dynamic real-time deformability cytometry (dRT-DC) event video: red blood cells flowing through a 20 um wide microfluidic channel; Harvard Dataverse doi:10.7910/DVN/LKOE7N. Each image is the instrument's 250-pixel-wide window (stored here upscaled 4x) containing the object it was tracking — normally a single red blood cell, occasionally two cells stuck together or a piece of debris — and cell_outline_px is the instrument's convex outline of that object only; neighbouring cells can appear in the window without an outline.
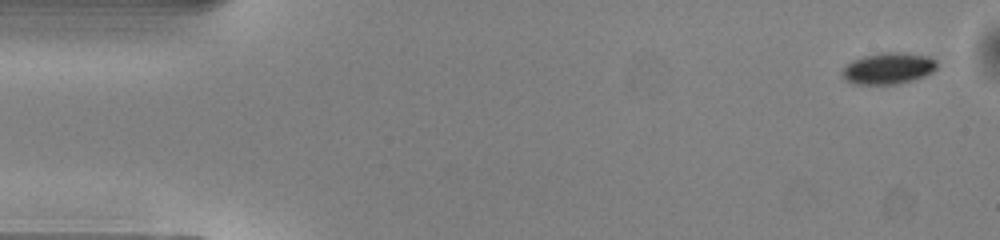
{"species": "common noctule bat (a hibernating species)", "species_latin": "Nyctalus noctula", "temperature_condition": "warm", "stored_images_in_passage": 49, "camera_frame_rate_fps": 3000, "um_per_image_px": 0.085, "animal": {"sex": "male", "body_mass_g": 13.0, "forearm_length_mm": 53.1}, "frame": {"image": 1, "passage_image": 1, "time_ms": 0.0, "image_size_px": [1000, 240], "cell_outline_px": [[936, 68], [932, 72], [916, 80], [896, 84], [852, 84], [840, 72], [852, 60], [864, 56], [884, 52], [904, 52], [928, 56], [936, 60]], "centroid_in_image_um": [75.53, 5.81], "position_along_channel_um": 9.5, "area_um2": 17.34}}
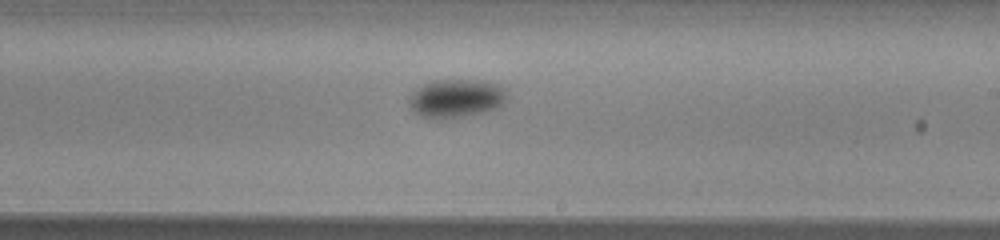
{"frame": {"image": 2, "passage_image": 28, "time_ms": 9.0, "image_size_px": [1000, 240], "cell_outline_px": [[508, 96], [504, 104], [500, 108], [484, 112], [436, 120], [420, 116], [408, 104], [408, 100], [412, 92], [416, 88], [432, 80], [484, 80], [500, 84], [508, 92]], "centroid_in_image_um": [38.81, 8.35], "position_along_channel_um": 250.2, "area_um2": 22.37}}
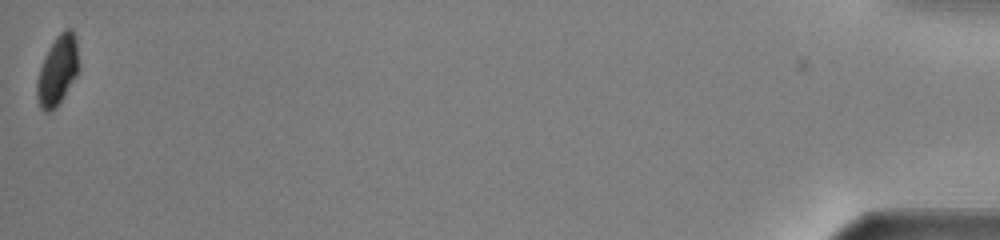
{"frame": {"image": 3, "passage_image": 49, "time_ms": 16.0, "image_size_px": [1000, 240], "cell_outline_px": [[80, 68], [76, 76], [56, 108], [48, 112], [44, 112], [40, 108], [36, 96], [36, 80], [40, 68], [48, 48], [56, 36], [64, 28], [72, 28], [76, 36], [80, 64]], "centroid_in_image_um": [4.91, 5.96], "position_along_channel_um": 430.3, "area_um2": 17.34}, "authors_computed_cell_mechanics": {"area_um2": 19.1318, "velocity_mm_per_s": 4.0833, "shape_relaxation_time_tau1_ms": 1.8512, "shape_relaxation_time_tau2_ms": null, "deformation_change_tau1": 0.0712, "deformation_change_tau2": null}}